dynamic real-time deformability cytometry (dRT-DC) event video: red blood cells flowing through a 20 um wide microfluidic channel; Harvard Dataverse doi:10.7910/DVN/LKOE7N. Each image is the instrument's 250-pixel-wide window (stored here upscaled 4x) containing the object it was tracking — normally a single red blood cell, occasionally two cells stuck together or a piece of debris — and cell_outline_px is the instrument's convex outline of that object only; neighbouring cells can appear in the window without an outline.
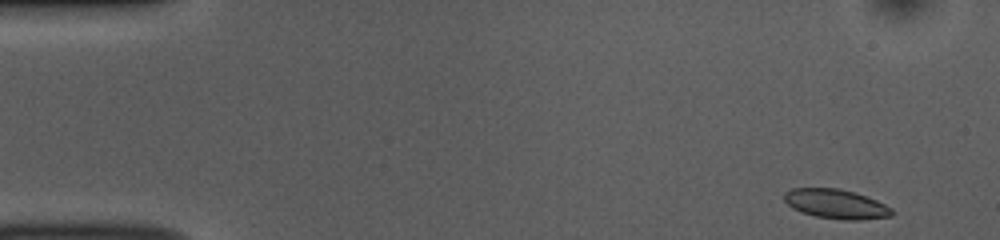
{"species": "common noctule bat (a hibernating species)", "species_latin": "Nyctalus noctula", "temperature_condition": "room temperature", "stored_images_in_passage": 49, "camera_frame_rate_fps": 3000, "um_per_image_px": 0.085, "animal": {"sex": "female", "body_mass_g": 10.0, "forearm_length_mm": 53.1}, "frame": {"image": 1, "passage_image": 1, "time_ms": 0.0, "image_size_px": [1000, 240], "cell_outline_px": [[892, 216], [860, 220], [844, 220], [816, 216], [800, 212], [792, 208], [784, 200], [784, 192], [792, 188], [840, 188], [876, 200], [892, 208]], "centroid_in_image_um": [71.03, 17.34], "position_along_channel_um": 14.0, "area_um2": 18.38}}
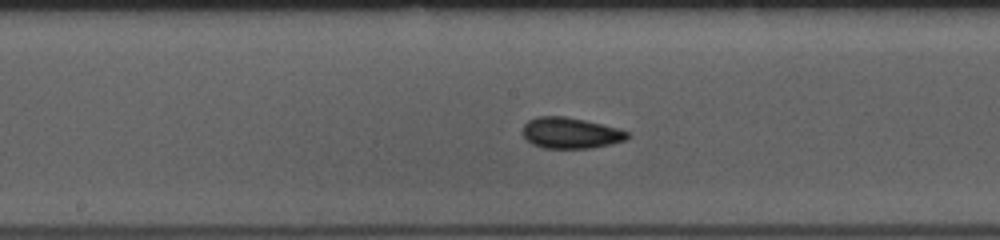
{"frame": {"image": 2, "passage_image": 24, "time_ms": 7.667, "image_size_px": [1000, 240], "cell_outline_px": [[632, 136], [624, 140], [612, 144], [592, 148], [544, 148], [532, 144], [524, 136], [524, 124], [528, 120], [536, 116], [564, 116], [584, 120], [620, 128], [628, 132]], "centroid_in_image_um": [48.53, 11.3], "position_along_channel_um": 199.7, "area_um2": 18.96}}
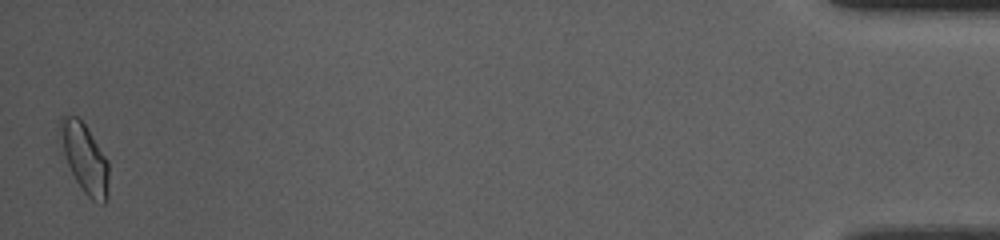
{"frame": {"image": 3, "passage_image": 49, "time_ms": 16.0, "image_size_px": [1000, 240], "cell_outline_px": [[108, 196], [104, 204], [92, 200], [84, 192], [76, 180], [68, 164], [56, 128], [60, 116], [76, 116], [84, 124], [108, 160]], "centroid_in_image_um": [7.17, 13.42], "position_along_channel_um": 428.0, "area_um2": 19.48}, "authors_computed_cell_mechanics": {"area_um2": 18.3226, "velocity_mm_per_s": 3.8209, "shape_relaxation_time_tau1_ms": 1.904, "shape_relaxation_time_tau2_ms": 1.7251, "deformation_change_tau1": 0.0989, "deformation_change_tau2": 0.0674}}